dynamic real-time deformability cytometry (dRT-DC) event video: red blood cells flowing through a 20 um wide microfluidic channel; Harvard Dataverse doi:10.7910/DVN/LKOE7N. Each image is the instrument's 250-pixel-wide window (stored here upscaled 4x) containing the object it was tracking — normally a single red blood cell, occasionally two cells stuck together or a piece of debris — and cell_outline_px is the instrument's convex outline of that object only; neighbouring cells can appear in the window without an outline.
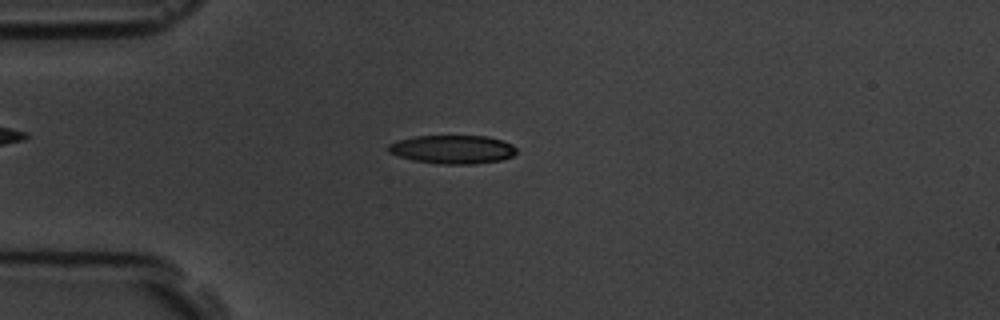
{"species": "common noctule bat (a hibernating species)", "species_latin": "Nyctalus noctula", "temperature_condition": "room temperature", "stored_images_in_passage": 57, "camera_frame_rate_fps": 3000, "um_per_image_px": 0.085, "animal": {"sex": "male", "body_mass_g": 19.5, "forearm_length_mm": 54.6}, "frame": {"image": 1, "passage_image": 15, "time_ms": 4.667, "image_size_px": [1000, 320], "cell_outline_px": [[516, 152], [512, 156], [500, 160], [472, 164], [440, 164], [412, 160], [388, 152], [388, 144], [396, 140], [416, 136], [488, 136], [512, 144], [516, 148]], "centroid_in_image_um": [38.45, 12.69], "position_along_channel_um": 46.6, "area_um2": 21.27}}
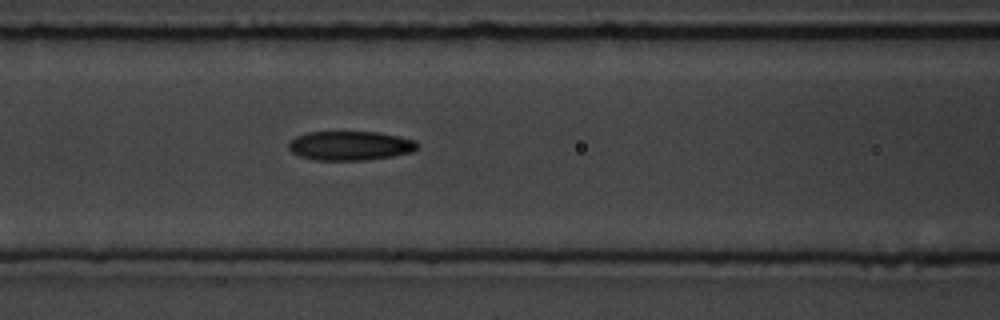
{"frame": {"image": 2, "passage_image": 24, "time_ms": 7.667, "image_size_px": [1000, 320], "cell_outline_px": [[420, 144], [412, 152], [392, 156], [364, 160], [316, 160], [300, 156], [292, 152], [288, 148], [288, 144], [296, 136], [308, 132], [376, 132], [400, 136], [416, 140]], "centroid_in_image_um": [29.78, 12.38], "position_along_channel_um": 136.8, "area_um2": 21.91}}
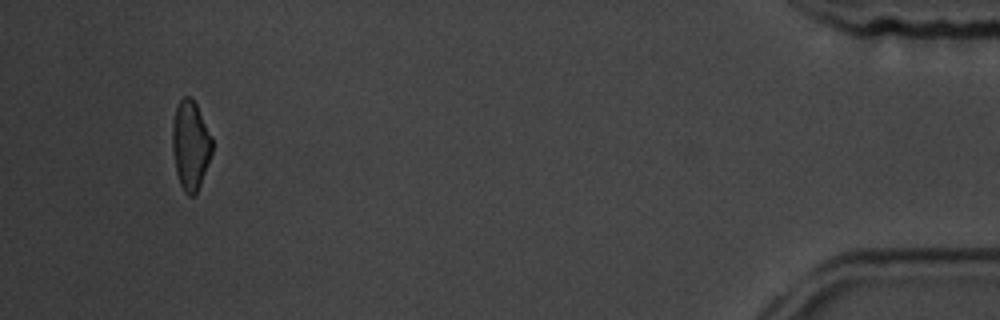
{"frame": {"image": 3, "passage_image": 54, "time_ms": 17.667, "image_size_px": [1000, 320], "cell_outline_px": [[212, 152], [200, 184], [196, 192], [192, 196], [188, 196], [184, 192], [180, 184], [176, 172], [172, 148], [172, 124], [176, 108], [180, 100], [184, 96], [192, 96], [212, 136]], "centroid_in_image_um": [16.18, 12.32], "position_along_channel_um": 419.0, "area_um2": 20.58}, "authors_computed_cell_mechanics": {"area_um2": 21.4438, "velocity_mm_per_s": 3.5764, "shape_relaxation_time_tau1_ms": 8.0248, "shape_relaxation_time_tau2_ms": 5.8305, "deformation_change_tau1": 0.1807, "deformation_change_tau2": 0.1438}}